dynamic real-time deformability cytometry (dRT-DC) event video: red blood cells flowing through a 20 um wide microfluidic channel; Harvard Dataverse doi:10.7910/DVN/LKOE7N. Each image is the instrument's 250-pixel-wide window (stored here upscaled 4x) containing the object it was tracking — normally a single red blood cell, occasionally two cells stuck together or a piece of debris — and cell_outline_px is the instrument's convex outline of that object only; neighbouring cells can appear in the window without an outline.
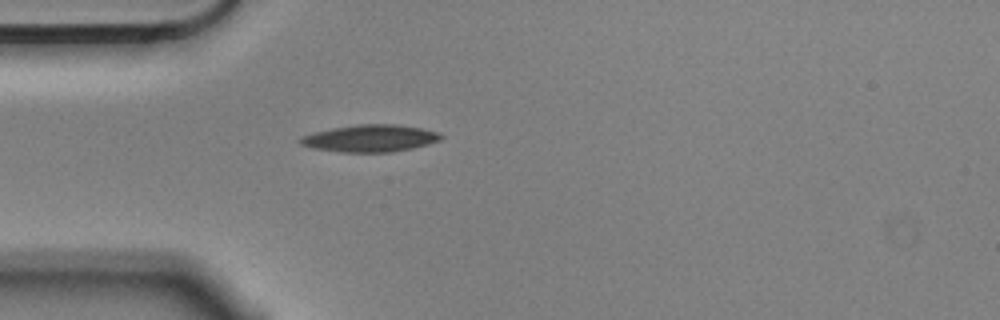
{"species": "Egyptian fruit bat (a non-hibernating species)", "species_latin": "Rousettus aegyptiacus", "temperature_condition": "cold", "stored_images_in_passage": 3, "camera_frame_rate_fps": 3000, "um_per_image_px": 0.085, "animal": {"sex": "male"}, "frame": {"image": 1, "passage_image": 3, "time_ms": 0.667, "image_size_px": [1000, 320], "cell_outline_px": [[444, 136], [440, 140], [428, 144], [412, 148], [392, 152], [340, 152], [312, 148], [300, 144], [296, 140], [300, 136], [332, 128], [360, 124], [396, 124], [420, 128], [436, 132]], "centroid_in_image_um": [31.42, 11.76], "position_along_channel_um": 53.6, "area_um2": 22.2}}